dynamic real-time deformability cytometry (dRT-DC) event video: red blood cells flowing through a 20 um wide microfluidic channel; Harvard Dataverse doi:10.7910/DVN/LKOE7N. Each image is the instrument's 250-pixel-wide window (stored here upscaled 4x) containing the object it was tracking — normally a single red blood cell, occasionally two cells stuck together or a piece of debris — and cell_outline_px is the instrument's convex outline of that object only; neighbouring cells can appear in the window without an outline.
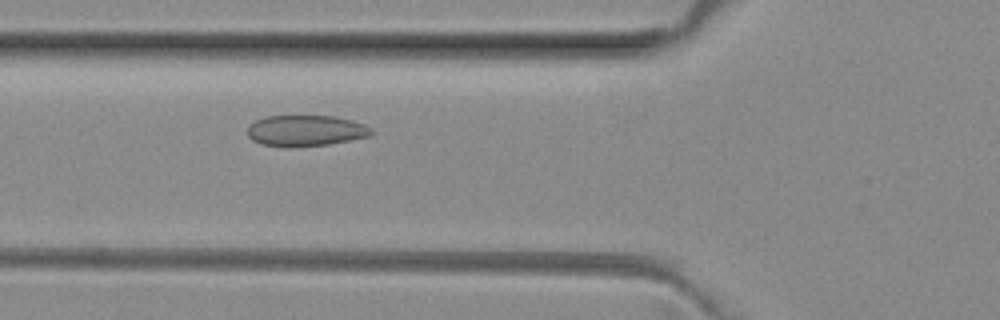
{"species": "common noctule bat (a hibernating species)", "species_latin": "Nyctalus noctula", "temperature_condition": "room temperature", "stored_images_in_passage": 36, "camera_frame_rate_fps": 3000, "um_per_image_px": 0.085, "animal": {"sex": "female", "body_mass_g": 29.2, "forearm_length_mm": 56.3}, "frame": {"image": 1, "passage_image": 7, "time_ms": 2.0, "image_size_px": [1000, 320], "cell_outline_px": [[372, 132], [368, 136], [328, 144], [260, 144], [252, 140], [248, 136], [248, 124], [264, 116], [336, 116], [352, 120], [364, 124], [372, 128]], "centroid_in_image_um": [25.98, 11.05], "position_along_channel_um": 99.8, "area_um2": 21.56}}
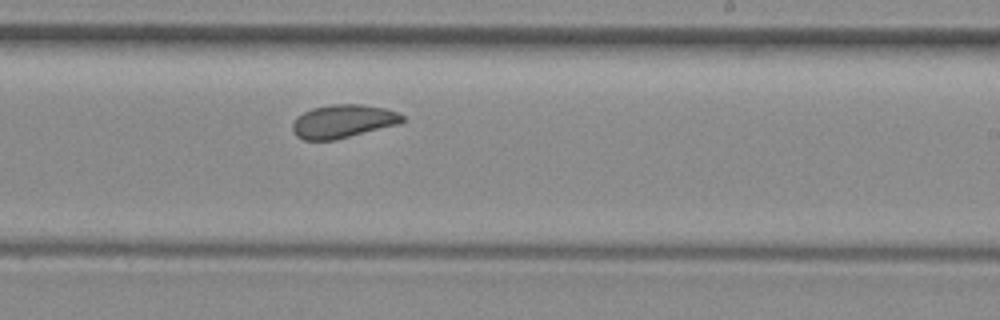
{"frame": {"image": 2, "passage_image": 19, "time_ms": 6.0, "image_size_px": [1000, 320], "cell_outline_px": [[404, 120], [400, 124], [332, 140], [304, 140], [296, 136], [292, 132], [292, 124], [296, 116], [312, 108], [332, 104], [360, 104], [384, 108], [396, 112], [404, 116]], "centroid_in_image_um": [29.12, 10.31], "position_along_channel_um": 259.9, "area_um2": 21.27}}
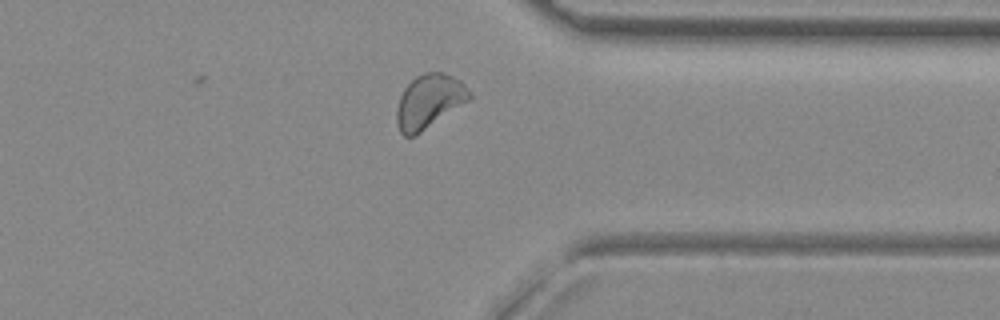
{"frame": {"image": 3, "passage_image": 28, "time_ms": 9.0, "image_size_px": [1000, 320], "cell_outline_px": [[472, 96], [468, 100], [416, 136], [404, 136], [400, 132], [396, 124], [396, 108], [400, 96], [404, 88], [416, 76], [428, 72], [444, 72], [460, 80], [472, 92]], "centroid_in_image_um": [36.45, 8.62], "position_along_channel_um": 374.9, "area_um2": 22.83}, "authors_computed_cell_mechanics": {"area_um2": 21.4438, "velocity_mm_per_s": 4.0092, "shape_relaxation_time_tau1_ms": 6.256, "shape_relaxation_time_tau2_ms": 1.6897, "deformation_change_tau1": 0.0905, "deformation_change_tau2": 0.059}}